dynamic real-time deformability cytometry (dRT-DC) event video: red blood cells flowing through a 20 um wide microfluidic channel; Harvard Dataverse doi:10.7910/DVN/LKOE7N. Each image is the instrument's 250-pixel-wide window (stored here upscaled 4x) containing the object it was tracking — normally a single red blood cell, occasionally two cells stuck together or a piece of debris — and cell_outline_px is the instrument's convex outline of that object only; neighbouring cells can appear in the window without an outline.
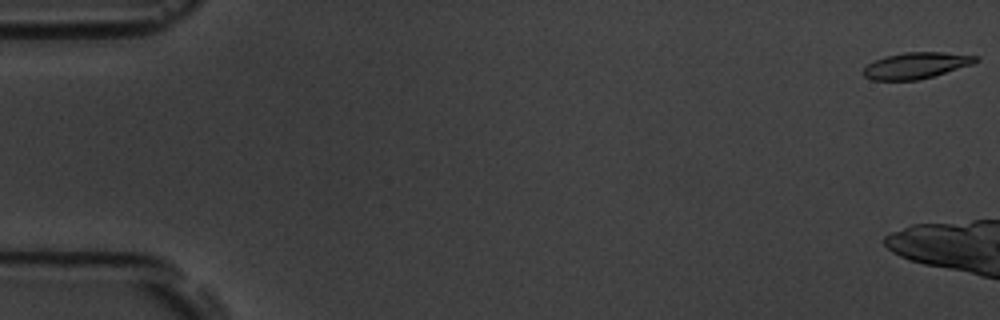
{"species": "common noctule bat (a hibernating species)", "species_latin": "Nyctalus noctula", "temperature_condition": "room temperature", "stored_images_in_passage": 6, "camera_frame_rate_fps": 3000, "um_per_image_px": 0.085, "animal": {"sex": "male", "body_mass_g": 19.5, "forearm_length_mm": 54.6}, "frame": {"image": 1, "passage_image": 1, "time_ms": 0.0, "image_size_px": [1000, 320], "cell_outline_px": [[980, 60], [972, 64], [932, 76], [916, 80], [872, 80], [864, 76], [864, 68], [868, 64], [884, 56], [904, 52], [944, 52], [980, 56]], "centroid_in_image_um": [77.88, 5.55], "position_along_channel_um": 7.1, "area_um2": 17.05}}